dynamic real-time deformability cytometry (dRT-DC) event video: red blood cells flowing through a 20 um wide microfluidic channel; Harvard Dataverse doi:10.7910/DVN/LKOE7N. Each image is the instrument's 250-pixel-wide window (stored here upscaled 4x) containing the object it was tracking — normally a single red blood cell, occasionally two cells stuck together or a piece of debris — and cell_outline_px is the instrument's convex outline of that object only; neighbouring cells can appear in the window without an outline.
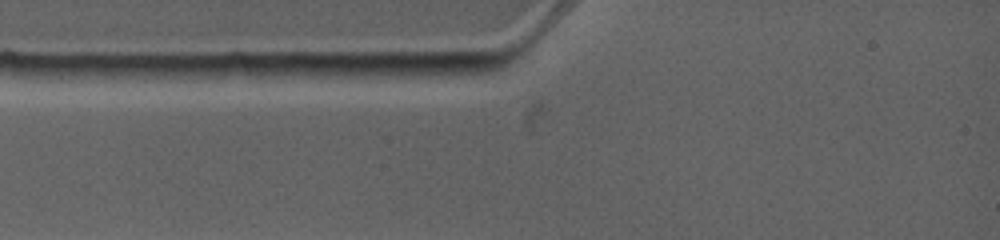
{"species": "common noctule bat (a hibernating species)", "species_latin": "Nyctalus noctula", "temperature_condition": "warm", "stored_images_in_passage": 5, "camera_frame_rate_fps": 4500, "um_per_image_px": 0.085, "animal": {"sex": "female", "body_mass_g": 19.0, "forearm_length_mm": 53.3}, "frame": {"image": 1, "passage_image": 3, "time_ms": 1.778, "image_size_px": [1000, 240], "cell_outline_px": [[480, 72], [408, 80], [376, 80], [368, 72], [368, 68], [372, 64], [460, 64]], "centroid_in_image_um": [35.36, 6.04], "position_along_channel_um": 49.6, "area_um2": 10.0}}